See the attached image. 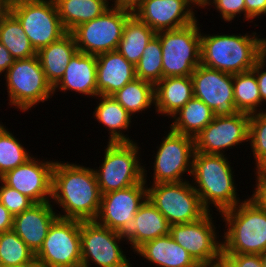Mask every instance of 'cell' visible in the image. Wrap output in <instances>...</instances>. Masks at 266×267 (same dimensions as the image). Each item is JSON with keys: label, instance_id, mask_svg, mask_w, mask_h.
Wrapping results in <instances>:
<instances>
[{"label": "cell", "instance_id": "obj_1", "mask_svg": "<svg viewBox=\"0 0 266 267\" xmlns=\"http://www.w3.org/2000/svg\"><path fill=\"white\" fill-rule=\"evenodd\" d=\"M101 196L92 167L55 160L52 171L51 203L55 209L61 208V212L56 210L59 218L95 220Z\"/></svg>", "mask_w": 266, "mask_h": 267}, {"label": "cell", "instance_id": "obj_2", "mask_svg": "<svg viewBox=\"0 0 266 267\" xmlns=\"http://www.w3.org/2000/svg\"><path fill=\"white\" fill-rule=\"evenodd\" d=\"M227 155L195 152L190 182L198 193L203 206L220 214L242 202L236 186L233 164ZM213 207V208H211ZM217 209V210H216Z\"/></svg>", "mask_w": 266, "mask_h": 267}, {"label": "cell", "instance_id": "obj_3", "mask_svg": "<svg viewBox=\"0 0 266 267\" xmlns=\"http://www.w3.org/2000/svg\"><path fill=\"white\" fill-rule=\"evenodd\" d=\"M200 52L202 65L232 75L250 71L265 54L262 37L254 31L244 35L201 31Z\"/></svg>", "mask_w": 266, "mask_h": 267}, {"label": "cell", "instance_id": "obj_4", "mask_svg": "<svg viewBox=\"0 0 266 267\" xmlns=\"http://www.w3.org/2000/svg\"><path fill=\"white\" fill-rule=\"evenodd\" d=\"M219 215L220 222H225L221 233L224 253L261 254L266 250V210L249 196Z\"/></svg>", "mask_w": 266, "mask_h": 267}, {"label": "cell", "instance_id": "obj_5", "mask_svg": "<svg viewBox=\"0 0 266 267\" xmlns=\"http://www.w3.org/2000/svg\"><path fill=\"white\" fill-rule=\"evenodd\" d=\"M106 143L102 162L99 167H93L101 195L144 182L140 144L136 141Z\"/></svg>", "mask_w": 266, "mask_h": 267}, {"label": "cell", "instance_id": "obj_6", "mask_svg": "<svg viewBox=\"0 0 266 267\" xmlns=\"http://www.w3.org/2000/svg\"><path fill=\"white\" fill-rule=\"evenodd\" d=\"M7 90L8 106L28 112L36 105L50 101L53 87L47 81L38 56L15 60L3 75Z\"/></svg>", "mask_w": 266, "mask_h": 267}, {"label": "cell", "instance_id": "obj_7", "mask_svg": "<svg viewBox=\"0 0 266 267\" xmlns=\"http://www.w3.org/2000/svg\"><path fill=\"white\" fill-rule=\"evenodd\" d=\"M202 27L197 19L187 26L156 33L162 50L163 78L191 76L201 64Z\"/></svg>", "mask_w": 266, "mask_h": 267}, {"label": "cell", "instance_id": "obj_8", "mask_svg": "<svg viewBox=\"0 0 266 267\" xmlns=\"http://www.w3.org/2000/svg\"><path fill=\"white\" fill-rule=\"evenodd\" d=\"M149 185L147 198L170 225L191 223L209 212L203 206L190 180Z\"/></svg>", "mask_w": 266, "mask_h": 267}, {"label": "cell", "instance_id": "obj_9", "mask_svg": "<svg viewBox=\"0 0 266 267\" xmlns=\"http://www.w3.org/2000/svg\"><path fill=\"white\" fill-rule=\"evenodd\" d=\"M10 12L21 23L36 51L67 33L54 0H12Z\"/></svg>", "mask_w": 266, "mask_h": 267}, {"label": "cell", "instance_id": "obj_10", "mask_svg": "<svg viewBox=\"0 0 266 267\" xmlns=\"http://www.w3.org/2000/svg\"><path fill=\"white\" fill-rule=\"evenodd\" d=\"M124 242L118 232L95 220L80 221L81 267H132Z\"/></svg>", "mask_w": 266, "mask_h": 267}, {"label": "cell", "instance_id": "obj_11", "mask_svg": "<svg viewBox=\"0 0 266 267\" xmlns=\"http://www.w3.org/2000/svg\"><path fill=\"white\" fill-rule=\"evenodd\" d=\"M158 150L153 153L155 159L151 166L153 173L149 184L186 181L191 177L193 156L195 153L194 138L178 134L172 130L164 131ZM186 174V178H185Z\"/></svg>", "mask_w": 266, "mask_h": 267}, {"label": "cell", "instance_id": "obj_12", "mask_svg": "<svg viewBox=\"0 0 266 267\" xmlns=\"http://www.w3.org/2000/svg\"><path fill=\"white\" fill-rule=\"evenodd\" d=\"M133 12L111 6L102 15L77 26L73 34L79 52L99 55L117 50L127 19Z\"/></svg>", "mask_w": 266, "mask_h": 267}, {"label": "cell", "instance_id": "obj_13", "mask_svg": "<svg viewBox=\"0 0 266 267\" xmlns=\"http://www.w3.org/2000/svg\"><path fill=\"white\" fill-rule=\"evenodd\" d=\"M35 257L41 267H81L80 220L58 217Z\"/></svg>", "mask_w": 266, "mask_h": 267}, {"label": "cell", "instance_id": "obj_14", "mask_svg": "<svg viewBox=\"0 0 266 267\" xmlns=\"http://www.w3.org/2000/svg\"><path fill=\"white\" fill-rule=\"evenodd\" d=\"M212 216L213 213L208 212L197 221L170 225L174 241L187 250L199 265L212 264L222 252L221 230H216L217 220H213Z\"/></svg>", "mask_w": 266, "mask_h": 267}, {"label": "cell", "instance_id": "obj_15", "mask_svg": "<svg viewBox=\"0 0 266 267\" xmlns=\"http://www.w3.org/2000/svg\"><path fill=\"white\" fill-rule=\"evenodd\" d=\"M249 120L250 115L241 112L214 117L194 138L195 152L226 155L229 149L248 145Z\"/></svg>", "mask_w": 266, "mask_h": 267}, {"label": "cell", "instance_id": "obj_16", "mask_svg": "<svg viewBox=\"0 0 266 267\" xmlns=\"http://www.w3.org/2000/svg\"><path fill=\"white\" fill-rule=\"evenodd\" d=\"M191 79L194 97L202 100L213 111L214 117L238 113L232 74L200 64L191 74Z\"/></svg>", "mask_w": 266, "mask_h": 267}, {"label": "cell", "instance_id": "obj_17", "mask_svg": "<svg viewBox=\"0 0 266 267\" xmlns=\"http://www.w3.org/2000/svg\"><path fill=\"white\" fill-rule=\"evenodd\" d=\"M143 165L144 182L102 194L99 212L95 219L97 223L119 232L134 219L140 206L147 199V180L150 179L147 175L150 171L146 170V164Z\"/></svg>", "mask_w": 266, "mask_h": 267}, {"label": "cell", "instance_id": "obj_18", "mask_svg": "<svg viewBox=\"0 0 266 267\" xmlns=\"http://www.w3.org/2000/svg\"><path fill=\"white\" fill-rule=\"evenodd\" d=\"M56 159L41 160L32 156L24 164L8 171L0 180L7 186L26 195L34 203L52 198V171Z\"/></svg>", "mask_w": 266, "mask_h": 267}, {"label": "cell", "instance_id": "obj_19", "mask_svg": "<svg viewBox=\"0 0 266 267\" xmlns=\"http://www.w3.org/2000/svg\"><path fill=\"white\" fill-rule=\"evenodd\" d=\"M196 8L190 0H144L133 14L157 33L195 22Z\"/></svg>", "mask_w": 266, "mask_h": 267}, {"label": "cell", "instance_id": "obj_20", "mask_svg": "<svg viewBox=\"0 0 266 267\" xmlns=\"http://www.w3.org/2000/svg\"><path fill=\"white\" fill-rule=\"evenodd\" d=\"M118 234L135 252L145 242L170 234V224L147 198L134 219L121 228Z\"/></svg>", "mask_w": 266, "mask_h": 267}, {"label": "cell", "instance_id": "obj_21", "mask_svg": "<svg viewBox=\"0 0 266 267\" xmlns=\"http://www.w3.org/2000/svg\"><path fill=\"white\" fill-rule=\"evenodd\" d=\"M57 218L51 201L34 203L28 210L14 216L12 230L36 254Z\"/></svg>", "mask_w": 266, "mask_h": 267}, {"label": "cell", "instance_id": "obj_22", "mask_svg": "<svg viewBox=\"0 0 266 267\" xmlns=\"http://www.w3.org/2000/svg\"><path fill=\"white\" fill-rule=\"evenodd\" d=\"M59 91H74L75 95L78 93L87 98H96L97 57L77 51L70 59L63 77L53 87V94Z\"/></svg>", "mask_w": 266, "mask_h": 267}, {"label": "cell", "instance_id": "obj_23", "mask_svg": "<svg viewBox=\"0 0 266 267\" xmlns=\"http://www.w3.org/2000/svg\"><path fill=\"white\" fill-rule=\"evenodd\" d=\"M97 57V96H111L136 78L135 65L117 50Z\"/></svg>", "mask_w": 266, "mask_h": 267}, {"label": "cell", "instance_id": "obj_24", "mask_svg": "<svg viewBox=\"0 0 266 267\" xmlns=\"http://www.w3.org/2000/svg\"><path fill=\"white\" fill-rule=\"evenodd\" d=\"M134 254L156 267H199L192 256L170 234L145 242Z\"/></svg>", "mask_w": 266, "mask_h": 267}, {"label": "cell", "instance_id": "obj_25", "mask_svg": "<svg viewBox=\"0 0 266 267\" xmlns=\"http://www.w3.org/2000/svg\"><path fill=\"white\" fill-rule=\"evenodd\" d=\"M155 114L171 118L194 97L191 76L162 78L154 85Z\"/></svg>", "mask_w": 266, "mask_h": 267}, {"label": "cell", "instance_id": "obj_26", "mask_svg": "<svg viewBox=\"0 0 266 267\" xmlns=\"http://www.w3.org/2000/svg\"><path fill=\"white\" fill-rule=\"evenodd\" d=\"M92 117L108 131V142H135L128 134L134 118L111 96L98 95ZM132 120V121H131Z\"/></svg>", "mask_w": 266, "mask_h": 267}, {"label": "cell", "instance_id": "obj_27", "mask_svg": "<svg viewBox=\"0 0 266 267\" xmlns=\"http://www.w3.org/2000/svg\"><path fill=\"white\" fill-rule=\"evenodd\" d=\"M77 51L75 38L71 32L37 51L36 55L45 77L52 87L63 77L70 59Z\"/></svg>", "mask_w": 266, "mask_h": 267}, {"label": "cell", "instance_id": "obj_28", "mask_svg": "<svg viewBox=\"0 0 266 267\" xmlns=\"http://www.w3.org/2000/svg\"><path fill=\"white\" fill-rule=\"evenodd\" d=\"M59 18L67 32L102 15L111 7V0H54Z\"/></svg>", "mask_w": 266, "mask_h": 267}, {"label": "cell", "instance_id": "obj_29", "mask_svg": "<svg viewBox=\"0 0 266 267\" xmlns=\"http://www.w3.org/2000/svg\"><path fill=\"white\" fill-rule=\"evenodd\" d=\"M213 118V111L202 100L193 97L170 118L168 128L175 133L195 138Z\"/></svg>", "mask_w": 266, "mask_h": 267}, {"label": "cell", "instance_id": "obj_30", "mask_svg": "<svg viewBox=\"0 0 266 267\" xmlns=\"http://www.w3.org/2000/svg\"><path fill=\"white\" fill-rule=\"evenodd\" d=\"M155 35L156 32L153 29L142 22L135 14H132L125 23L117 51L127 61L136 65L147 44Z\"/></svg>", "mask_w": 266, "mask_h": 267}, {"label": "cell", "instance_id": "obj_31", "mask_svg": "<svg viewBox=\"0 0 266 267\" xmlns=\"http://www.w3.org/2000/svg\"><path fill=\"white\" fill-rule=\"evenodd\" d=\"M111 97L136 119V113L142 115L155 106L154 84L136 77Z\"/></svg>", "mask_w": 266, "mask_h": 267}, {"label": "cell", "instance_id": "obj_32", "mask_svg": "<svg viewBox=\"0 0 266 267\" xmlns=\"http://www.w3.org/2000/svg\"><path fill=\"white\" fill-rule=\"evenodd\" d=\"M0 42L15 60L31 58L37 54L21 23L11 12L0 24Z\"/></svg>", "mask_w": 266, "mask_h": 267}, {"label": "cell", "instance_id": "obj_33", "mask_svg": "<svg viewBox=\"0 0 266 267\" xmlns=\"http://www.w3.org/2000/svg\"><path fill=\"white\" fill-rule=\"evenodd\" d=\"M235 108L238 112L252 115L264 111L255 74L250 70L233 74Z\"/></svg>", "mask_w": 266, "mask_h": 267}, {"label": "cell", "instance_id": "obj_34", "mask_svg": "<svg viewBox=\"0 0 266 267\" xmlns=\"http://www.w3.org/2000/svg\"><path fill=\"white\" fill-rule=\"evenodd\" d=\"M5 125L0 121V177L33 156Z\"/></svg>", "mask_w": 266, "mask_h": 267}, {"label": "cell", "instance_id": "obj_35", "mask_svg": "<svg viewBox=\"0 0 266 267\" xmlns=\"http://www.w3.org/2000/svg\"><path fill=\"white\" fill-rule=\"evenodd\" d=\"M35 258V253L13 231L0 233V267L22 265Z\"/></svg>", "mask_w": 266, "mask_h": 267}, {"label": "cell", "instance_id": "obj_36", "mask_svg": "<svg viewBox=\"0 0 266 267\" xmlns=\"http://www.w3.org/2000/svg\"><path fill=\"white\" fill-rule=\"evenodd\" d=\"M135 69L137 78L154 85L163 78L162 50L160 40L156 35L147 44Z\"/></svg>", "mask_w": 266, "mask_h": 267}, {"label": "cell", "instance_id": "obj_37", "mask_svg": "<svg viewBox=\"0 0 266 267\" xmlns=\"http://www.w3.org/2000/svg\"><path fill=\"white\" fill-rule=\"evenodd\" d=\"M248 142L257 170L266 163V110L250 115Z\"/></svg>", "mask_w": 266, "mask_h": 267}, {"label": "cell", "instance_id": "obj_38", "mask_svg": "<svg viewBox=\"0 0 266 267\" xmlns=\"http://www.w3.org/2000/svg\"><path fill=\"white\" fill-rule=\"evenodd\" d=\"M209 6L210 9L214 7L217 10L216 12L220 14V18L225 23H232L235 18L241 16L244 18L242 20L246 21L245 0H204L202 9L208 10Z\"/></svg>", "mask_w": 266, "mask_h": 267}, {"label": "cell", "instance_id": "obj_39", "mask_svg": "<svg viewBox=\"0 0 266 267\" xmlns=\"http://www.w3.org/2000/svg\"><path fill=\"white\" fill-rule=\"evenodd\" d=\"M0 183V203H2L13 216L28 210L34 204L26 195L5 185L1 180Z\"/></svg>", "mask_w": 266, "mask_h": 267}, {"label": "cell", "instance_id": "obj_40", "mask_svg": "<svg viewBox=\"0 0 266 267\" xmlns=\"http://www.w3.org/2000/svg\"><path fill=\"white\" fill-rule=\"evenodd\" d=\"M251 71L255 74L261 96V107L266 105V53L257 61Z\"/></svg>", "mask_w": 266, "mask_h": 267}, {"label": "cell", "instance_id": "obj_41", "mask_svg": "<svg viewBox=\"0 0 266 267\" xmlns=\"http://www.w3.org/2000/svg\"><path fill=\"white\" fill-rule=\"evenodd\" d=\"M246 21L252 23L266 15V0H245Z\"/></svg>", "mask_w": 266, "mask_h": 267}, {"label": "cell", "instance_id": "obj_42", "mask_svg": "<svg viewBox=\"0 0 266 267\" xmlns=\"http://www.w3.org/2000/svg\"><path fill=\"white\" fill-rule=\"evenodd\" d=\"M254 176L255 184L252 185L254 190L249 197L253 199L261 208L266 210V175Z\"/></svg>", "mask_w": 266, "mask_h": 267}, {"label": "cell", "instance_id": "obj_43", "mask_svg": "<svg viewBox=\"0 0 266 267\" xmlns=\"http://www.w3.org/2000/svg\"><path fill=\"white\" fill-rule=\"evenodd\" d=\"M238 267H264L260 254H227Z\"/></svg>", "mask_w": 266, "mask_h": 267}, {"label": "cell", "instance_id": "obj_44", "mask_svg": "<svg viewBox=\"0 0 266 267\" xmlns=\"http://www.w3.org/2000/svg\"><path fill=\"white\" fill-rule=\"evenodd\" d=\"M15 59L9 50L0 42V76L7 72L9 67L14 63Z\"/></svg>", "mask_w": 266, "mask_h": 267}, {"label": "cell", "instance_id": "obj_45", "mask_svg": "<svg viewBox=\"0 0 266 267\" xmlns=\"http://www.w3.org/2000/svg\"><path fill=\"white\" fill-rule=\"evenodd\" d=\"M14 216L0 203V233L12 230Z\"/></svg>", "mask_w": 266, "mask_h": 267}, {"label": "cell", "instance_id": "obj_46", "mask_svg": "<svg viewBox=\"0 0 266 267\" xmlns=\"http://www.w3.org/2000/svg\"><path fill=\"white\" fill-rule=\"evenodd\" d=\"M144 0H111V6L134 12Z\"/></svg>", "mask_w": 266, "mask_h": 267}, {"label": "cell", "instance_id": "obj_47", "mask_svg": "<svg viewBox=\"0 0 266 267\" xmlns=\"http://www.w3.org/2000/svg\"><path fill=\"white\" fill-rule=\"evenodd\" d=\"M215 267H238L237 264L223 251L213 260Z\"/></svg>", "mask_w": 266, "mask_h": 267}, {"label": "cell", "instance_id": "obj_48", "mask_svg": "<svg viewBox=\"0 0 266 267\" xmlns=\"http://www.w3.org/2000/svg\"><path fill=\"white\" fill-rule=\"evenodd\" d=\"M12 0H0V24L3 19L10 13Z\"/></svg>", "mask_w": 266, "mask_h": 267}, {"label": "cell", "instance_id": "obj_49", "mask_svg": "<svg viewBox=\"0 0 266 267\" xmlns=\"http://www.w3.org/2000/svg\"><path fill=\"white\" fill-rule=\"evenodd\" d=\"M10 267H41V264L39 260L35 257L33 260H31L28 263L17 265V266H10Z\"/></svg>", "mask_w": 266, "mask_h": 267}, {"label": "cell", "instance_id": "obj_50", "mask_svg": "<svg viewBox=\"0 0 266 267\" xmlns=\"http://www.w3.org/2000/svg\"><path fill=\"white\" fill-rule=\"evenodd\" d=\"M253 171L255 175H266V163H264L259 169Z\"/></svg>", "mask_w": 266, "mask_h": 267}, {"label": "cell", "instance_id": "obj_51", "mask_svg": "<svg viewBox=\"0 0 266 267\" xmlns=\"http://www.w3.org/2000/svg\"><path fill=\"white\" fill-rule=\"evenodd\" d=\"M196 7L197 9H201L204 3V0H190Z\"/></svg>", "mask_w": 266, "mask_h": 267}, {"label": "cell", "instance_id": "obj_52", "mask_svg": "<svg viewBox=\"0 0 266 267\" xmlns=\"http://www.w3.org/2000/svg\"><path fill=\"white\" fill-rule=\"evenodd\" d=\"M260 257L262 259L263 266L266 267V250H264L261 254Z\"/></svg>", "mask_w": 266, "mask_h": 267}, {"label": "cell", "instance_id": "obj_53", "mask_svg": "<svg viewBox=\"0 0 266 267\" xmlns=\"http://www.w3.org/2000/svg\"><path fill=\"white\" fill-rule=\"evenodd\" d=\"M262 48H263L264 52L266 53V37L262 38Z\"/></svg>", "mask_w": 266, "mask_h": 267}, {"label": "cell", "instance_id": "obj_54", "mask_svg": "<svg viewBox=\"0 0 266 267\" xmlns=\"http://www.w3.org/2000/svg\"><path fill=\"white\" fill-rule=\"evenodd\" d=\"M199 267H215L213 264L199 265Z\"/></svg>", "mask_w": 266, "mask_h": 267}]
</instances>
